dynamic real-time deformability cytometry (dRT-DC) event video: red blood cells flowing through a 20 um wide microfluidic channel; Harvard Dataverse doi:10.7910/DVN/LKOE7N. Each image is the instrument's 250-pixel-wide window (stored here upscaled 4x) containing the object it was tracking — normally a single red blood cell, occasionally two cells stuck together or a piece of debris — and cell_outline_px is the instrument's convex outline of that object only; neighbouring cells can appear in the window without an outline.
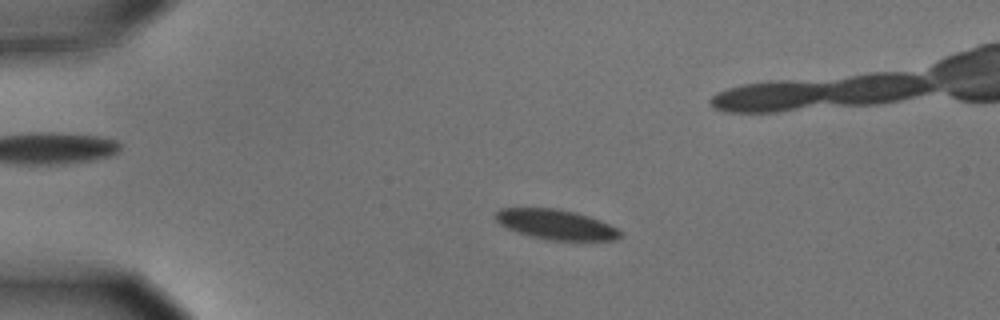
{"species": "common noctule bat (a hibernating species)", "species_latin": "Nyctalus noctula", "temperature_condition": "cold", "stored_images_in_passage": 57, "camera_frame_rate_fps": 3000, "um_per_image_px": 0.085, "animal": {"sex": "male", "body_mass_g": 15.6}, "frame": {"image": 1, "passage_image": 13, "time_ms": 4.0, "image_size_px": [1000, 320], "cell_outline_px": [[620, 236], [616, 240], [552, 240], [532, 236], [508, 228], [500, 224], [496, 220], [496, 212], [500, 208], [552, 208], [576, 212], [600, 220], [616, 228], [620, 232]], "centroid_in_image_um": [47.26, 19.07], "position_along_channel_um": 37.7, "area_um2": 21.33}}
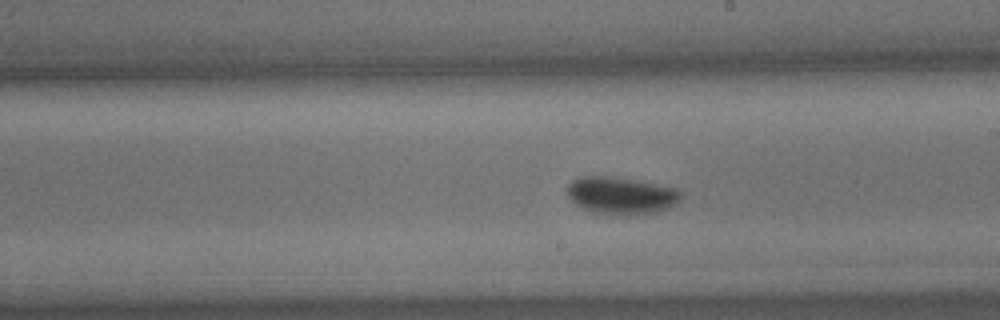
{"frame": {"image": 2, "passage_image": 33, "time_ms": 10.667, "image_size_px": [1000, 320], "cell_outline_px": [[680, 200], [676, 204], [668, 208], [656, 212], [636, 216], [628, 216], [592, 212], [576, 204], [568, 196], [568, 184], [572, 180], [580, 176], [608, 176], [636, 180], [676, 188], [680, 192]], "centroid_in_image_um": [52.8, 16.63], "position_along_channel_um": 236.2, "area_um2": 24.8}}
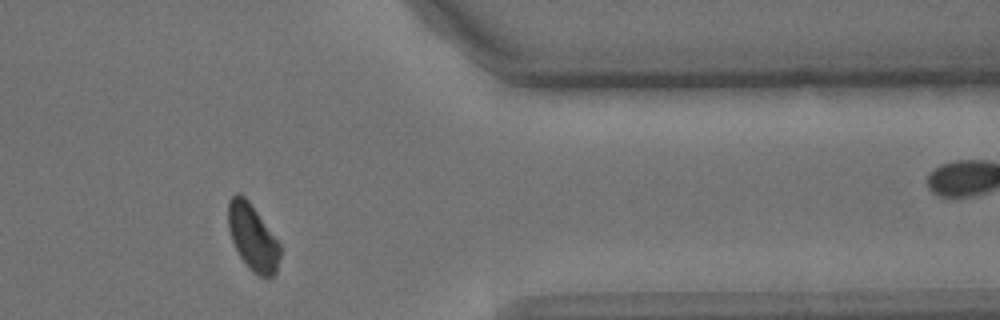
{"frame": {"image": 3, "passage_image": 47, "time_ms": 15.333, "image_size_px": [1000, 320], "cell_outline_px": [[280, 256], [276, 272], [272, 276], [260, 276], [252, 272], [248, 268], [240, 256], [232, 240], [228, 228], [228, 200], [236, 192], [240, 192], [248, 200], [280, 244]], "centroid_in_image_um": [21.46, 20.16], "position_along_channel_um": 389.9, "area_um2": 19.83}, "authors_computed_cell_mechanics": {"area_um2": 22.253, "velocity_mm_per_s": 3.6019, "shape_relaxation_time_tau1_ms": 11.0573, "shape_relaxation_time_tau2_ms": null, "deformation_change_tau1": 0.2455, "deformation_change_tau2": null}}